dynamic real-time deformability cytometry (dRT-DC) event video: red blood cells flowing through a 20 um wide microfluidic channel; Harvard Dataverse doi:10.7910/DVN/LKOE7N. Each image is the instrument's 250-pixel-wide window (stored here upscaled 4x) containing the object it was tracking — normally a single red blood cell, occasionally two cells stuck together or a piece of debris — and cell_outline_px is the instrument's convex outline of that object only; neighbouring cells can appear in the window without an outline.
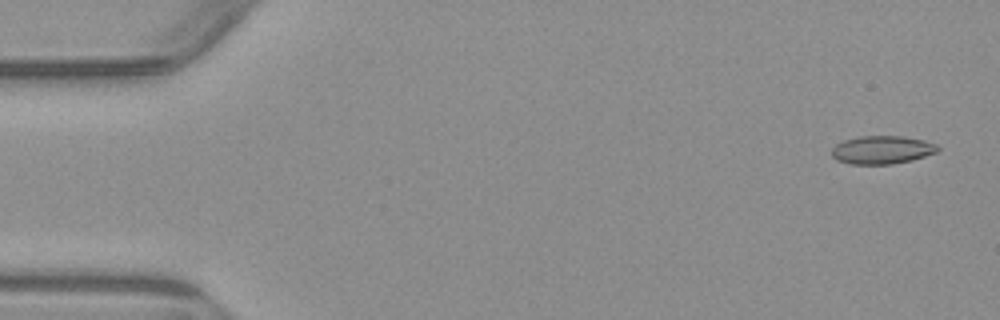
{"species": "common noctule bat (a hibernating species)", "species_latin": "Nyctalus noctula", "temperature_condition": "warm", "stored_images_in_passage": 5, "camera_frame_rate_fps": 3000, "um_per_image_px": 0.085, "animal": {"sex": "male", "body_mass_g": 23.1, "forearm_length_mm": 52.7}, "frame": {"image": 1, "passage_image": 1, "time_ms": 0.0, "image_size_px": [1000, 320], "cell_outline_px": [[940, 148], [936, 152], [912, 160], [892, 164], [852, 164], [836, 160], [832, 156], [832, 148], [836, 144], [844, 140], [860, 136], [900, 136], [924, 140], [936, 144]], "centroid_in_image_um": [74.96, 12.74], "position_along_channel_um": 10.0, "area_um2": 17.34}}
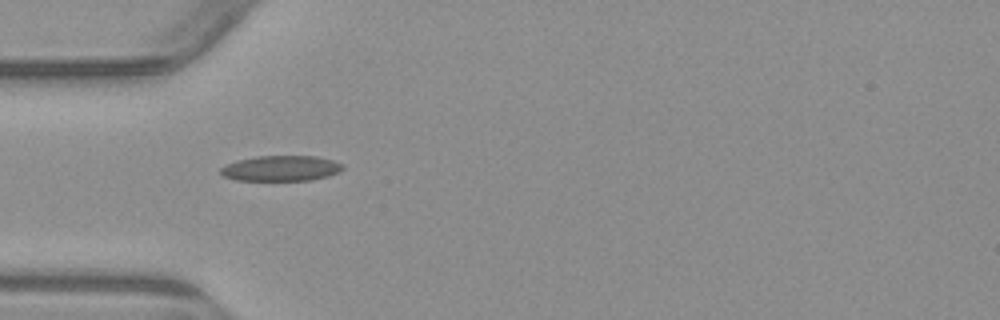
{"frame": {"image": 2, "passage_image": 4, "time_ms": 4.667, "image_size_px": [1000, 320], "cell_outline_px": [[344, 168], [340, 172], [328, 176], [312, 180], [236, 180], [224, 176], [220, 172], [220, 168], [236, 160], [256, 156], [316, 156], [332, 160], [344, 164]], "centroid_in_image_um": [23.92, 14.3], "position_along_channel_um": 61.1, "area_um2": 18.15}}
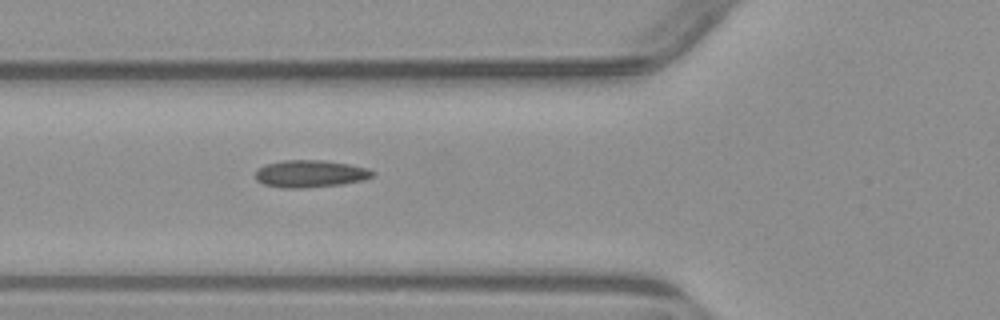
{"frame": {"image": 3, "passage_image": 5, "time_ms": 5.667, "image_size_px": [1000, 320], "cell_outline_px": [[376, 176], [364, 180], [344, 184], [304, 188], [280, 188], [264, 184], [256, 180], [256, 172], [264, 164], [284, 160], [324, 160], [348, 164], [368, 168], [376, 172]], "centroid_in_image_um": [26.42, 14.77], "position_along_channel_um": 99.4, "area_um2": 18.84}}